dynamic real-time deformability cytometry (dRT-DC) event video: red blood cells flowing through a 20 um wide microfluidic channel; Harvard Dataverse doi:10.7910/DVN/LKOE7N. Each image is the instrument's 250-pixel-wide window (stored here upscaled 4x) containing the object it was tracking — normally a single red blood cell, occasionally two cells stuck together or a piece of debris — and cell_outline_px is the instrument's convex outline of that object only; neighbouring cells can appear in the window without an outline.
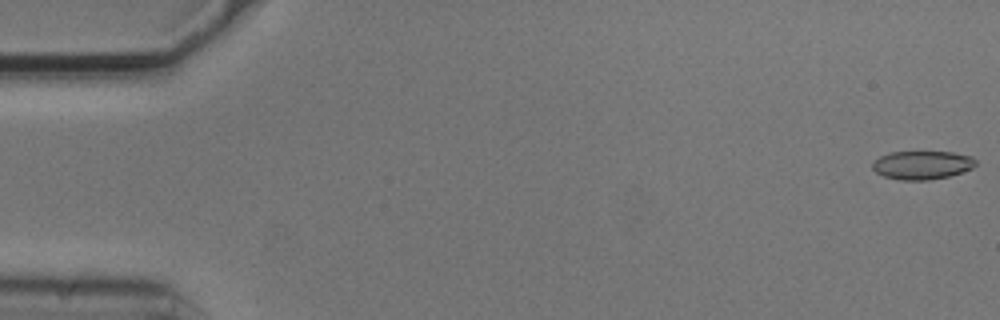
{"species": "common noctule bat (a hibernating species)", "species_latin": "Nyctalus noctula", "temperature_condition": "cold", "stored_images_in_passage": 6, "camera_frame_rate_fps": 3000, "um_per_image_px": 0.085, "animal": {"sex": "male", "body_mass_g": 20.5, "forearm_length_mm": 52.5}, "frame": {"image": 1, "passage_image": 1, "time_ms": 0.0, "image_size_px": [1000, 320], "cell_outline_px": [[976, 164], [972, 168], [948, 176], [928, 180], [900, 180], [884, 176], [876, 172], [872, 168], [872, 164], [880, 156], [888, 152], [952, 152], [972, 156], [976, 160]], "centroid_in_image_um": [78.37, 14.02], "position_along_channel_um": 6.6, "area_um2": 17.05}}
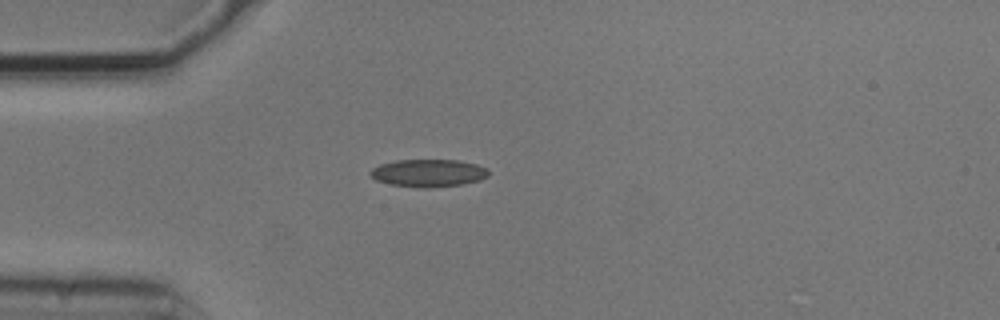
{"frame": {"image": 2, "passage_image": 5, "time_ms": 1.333, "image_size_px": [1000, 320], "cell_outline_px": [[488, 176], [480, 180], [464, 184], [428, 188], [424, 188], [392, 184], [376, 180], [368, 172], [372, 168], [380, 164], [396, 160], [460, 160], [476, 164], [488, 168]], "centroid_in_image_um": [36.44, 14.7], "position_along_channel_um": 48.6, "area_um2": 19.02}}